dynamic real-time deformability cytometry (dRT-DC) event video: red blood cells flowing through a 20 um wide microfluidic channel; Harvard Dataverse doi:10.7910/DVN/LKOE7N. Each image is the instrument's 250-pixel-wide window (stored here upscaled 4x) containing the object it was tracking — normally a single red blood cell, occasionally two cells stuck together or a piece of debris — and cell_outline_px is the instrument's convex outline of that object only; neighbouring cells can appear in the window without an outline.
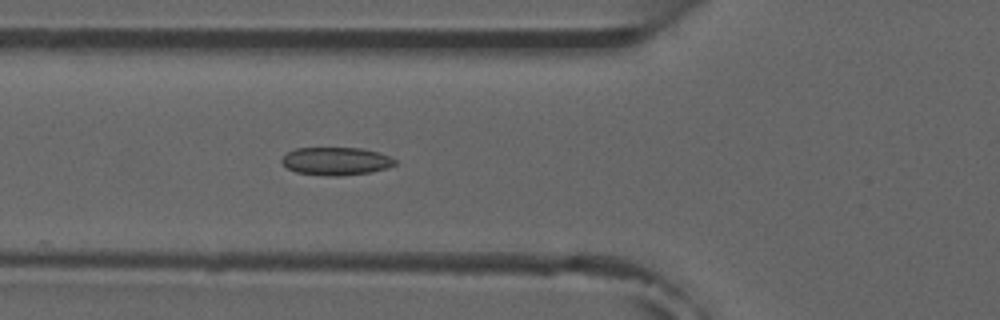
{"species": "common noctule bat (a hibernating species)", "species_latin": "Nyctalus noctula", "temperature_condition": "room temperature", "stored_images_in_passage": 5, "camera_frame_rate_fps": 3000, "um_per_image_px": 0.085, "animal": {"sex": "male", "forearm_length_mm": 52.5}, "frame": {"image": 1, "passage_image": 5, "time_ms": 5.333, "image_size_px": [1000, 320], "cell_outline_px": [[396, 164], [384, 168], [368, 172], [340, 176], [328, 176], [296, 172], [288, 168], [280, 160], [288, 152], [296, 148], [364, 148], [392, 156], [396, 160]], "centroid_in_image_um": [28.57, 13.69], "position_along_channel_um": 97.2, "area_um2": 18.32}}